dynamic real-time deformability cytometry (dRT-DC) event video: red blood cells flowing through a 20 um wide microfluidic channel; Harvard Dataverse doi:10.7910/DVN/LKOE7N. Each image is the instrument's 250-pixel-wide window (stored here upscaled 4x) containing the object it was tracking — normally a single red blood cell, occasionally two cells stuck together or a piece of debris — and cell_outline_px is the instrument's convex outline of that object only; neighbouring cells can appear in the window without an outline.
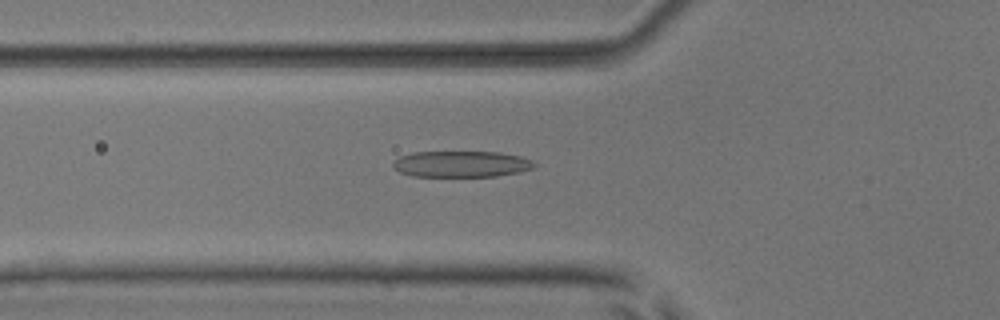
{"species": "common noctule bat (a hibernating species)", "species_latin": "Nyctalus noctula", "temperature_condition": "room temperature", "stored_images_in_passage": 53, "camera_frame_rate_fps": 3000, "um_per_image_px": 0.085, "animal": {"sex": "male", "body_mass_g": 17.9, "forearm_length_mm": 54.2}, "frame": {"image": 1, "passage_image": 19, "time_ms": 6.0, "image_size_px": [1000, 320], "cell_outline_px": [[536, 164], [532, 168], [516, 172], [496, 176], [412, 176], [400, 172], [392, 168], [392, 164], [400, 156], [412, 152], [500, 152], [520, 156], [532, 160]], "centroid_in_image_um": [39.18, 13.94], "position_along_channel_um": 86.6, "area_um2": 21.44}}
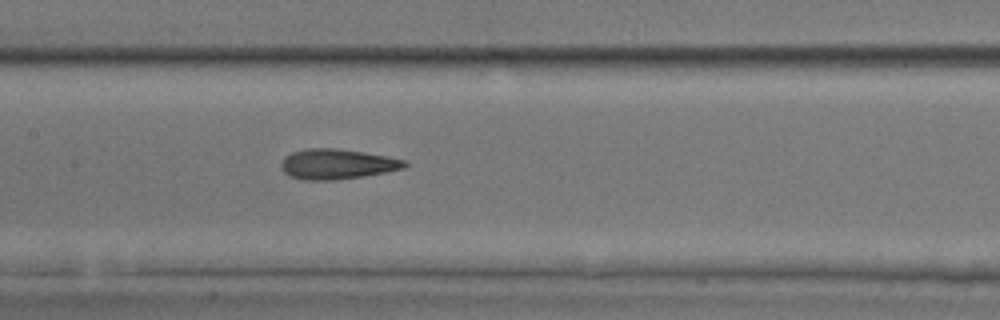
{"frame": {"image": 2, "passage_image": 26, "time_ms": 8.333, "image_size_px": [1000, 320], "cell_outline_px": [[408, 164], [404, 168], [364, 176], [332, 180], [304, 180], [288, 176], [280, 168], [280, 164], [284, 156], [292, 152], [304, 148], [336, 148], [388, 156], [404, 160]], "centroid_in_image_um": [28.59, 13.94], "position_along_channel_um": 178.8, "area_um2": 21.79}}
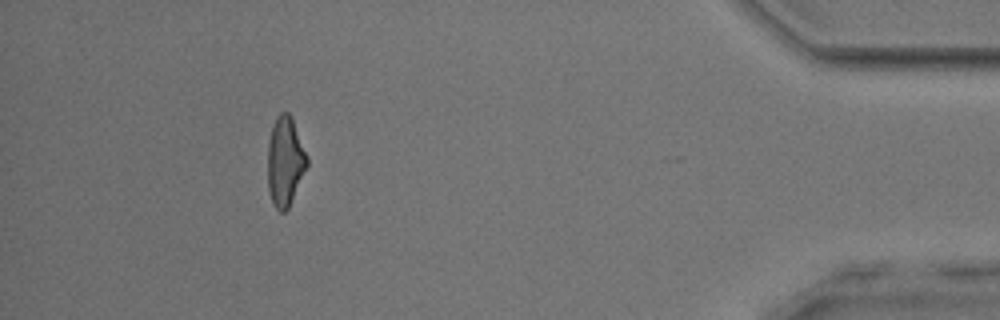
{"frame": {"image": 3, "passage_image": 48, "time_ms": 15.667, "image_size_px": [1000, 320], "cell_outline_px": [[308, 164], [288, 208], [284, 212], [280, 212], [272, 204], [268, 192], [268, 144], [272, 128], [276, 116], [280, 112], [288, 112], [292, 116], [308, 156]], "centroid_in_image_um": [24.23, 13.7], "position_along_channel_um": 411.0, "area_um2": 20.58}, "authors_computed_cell_mechanics": {"area_um2": 21.675, "velocity_mm_per_s": 3.9374, "shape_relaxation_time_tau1_ms": 3.698, "shape_relaxation_time_tau2_ms": 2.4648, "deformation_change_tau1": 0.162, "deformation_change_tau2": 0.1474}}